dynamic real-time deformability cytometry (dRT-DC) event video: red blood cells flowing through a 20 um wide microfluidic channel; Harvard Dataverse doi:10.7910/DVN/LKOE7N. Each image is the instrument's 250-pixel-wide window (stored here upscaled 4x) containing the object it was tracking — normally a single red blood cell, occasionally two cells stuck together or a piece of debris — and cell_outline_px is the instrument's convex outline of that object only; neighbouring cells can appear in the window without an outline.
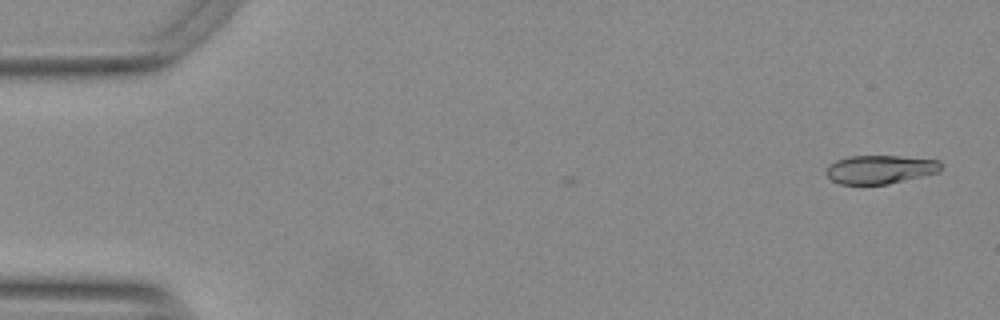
{"species": "Egyptian fruit bat (a non-hibernating species)", "species_latin": "Rousettus aegyptiacus", "temperature_condition": "warm", "stored_images_in_passage": 6, "camera_frame_rate_fps": 3000, "um_per_image_px": 0.085, "animal": {"sex": "female"}, "frame": {"image": 1, "passage_image": 2, "time_ms": 0.333, "image_size_px": [1000, 320], "cell_outline_px": [[940, 172], [888, 184], [840, 184], [832, 180], [828, 176], [828, 164], [836, 160], [848, 156], [896, 156], [940, 160]], "centroid_in_image_um": [74.81, 14.4], "position_along_channel_um": 10.2, "area_um2": 18.96}}